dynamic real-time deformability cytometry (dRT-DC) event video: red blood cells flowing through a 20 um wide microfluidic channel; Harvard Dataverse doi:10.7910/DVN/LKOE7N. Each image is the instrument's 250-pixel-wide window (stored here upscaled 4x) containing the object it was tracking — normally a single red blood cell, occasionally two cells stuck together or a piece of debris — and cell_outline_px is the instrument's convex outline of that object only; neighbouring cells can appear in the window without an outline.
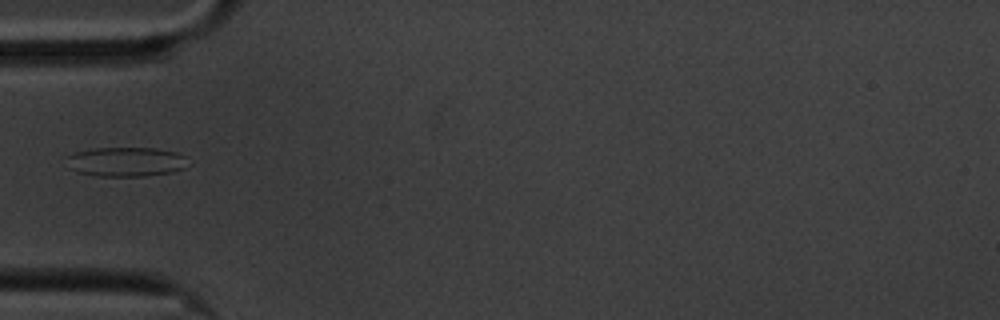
{"species": "common noctule bat (a hibernating species)", "species_latin": "Nyctalus noctula", "temperature_condition": "cold", "stored_images_in_passage": 38, "camera_frame_rate_fps": 3000, "um_per_image_px": 0.085, "animal": {"sex": "male", "body_mass_g": 20.1, "forearm_length_mm": 53.5}, "frame": {"image": 1, "passage_image": 1, "time_ms": 0.0, "image_size_px": [1000, 320], "cell_outline_px": [[192, 164], [184, 168], [172, 172], [144, 176], [96, 176], [80, 172], [68, 168], [64, 156], [76, 152], [96, 148], [156, 148], [176, 152], [184, 156]], "centroid_in_image_um": [10.72, 13.75], "position_along_channel_um": 74.3, "area_um2": 21.1}}
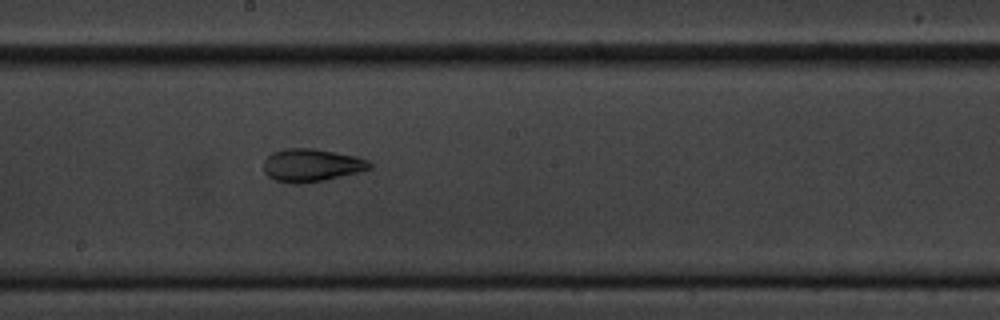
{"frame": {"image": 2, "passage_image": 14, "time_ms": 4.333, "image_size_px": [1000, 320], "cell_outline_px": [[372, 168], [360, 172], [324, 180], [300, 184], [296, 184], [276, 180], [268, 176], [264, 172], [264, 160], [272, 152], [284, 148], [316, 148], [356, 156], [368, 160], [372, 164]], "centroid_in_image_um": [26.49, 14.03], "position_along_channel_um": 221.7, "area_um2": 20.46}}
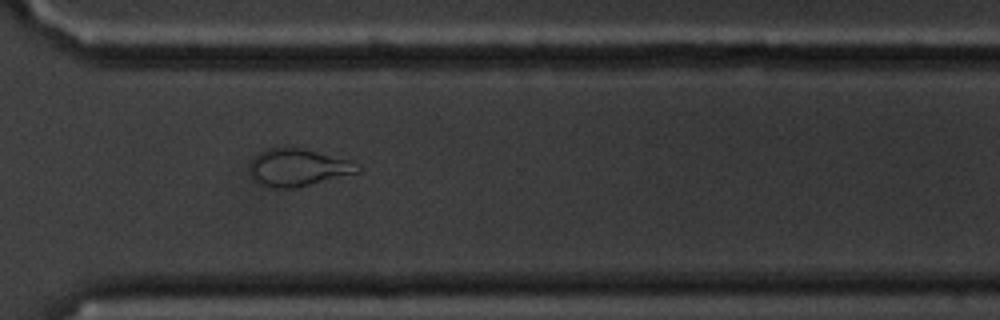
{"frame": {"image": 3, "passage_image": 25, "time_ms": 8.0, "image_size_px": [1000, 320], "cell_outline_px": [[360, 172], [296, 188], [276, 188], [264, 184], [256, 180], [252, 176], [252, 160], [260, 152], [268, 148], [300, 148], [352, 160], [360, 168]], "centroid_in_image_um": [25.4, 14.24], "position_along_channel_um": 345.2, "area_um2": 22.95}}